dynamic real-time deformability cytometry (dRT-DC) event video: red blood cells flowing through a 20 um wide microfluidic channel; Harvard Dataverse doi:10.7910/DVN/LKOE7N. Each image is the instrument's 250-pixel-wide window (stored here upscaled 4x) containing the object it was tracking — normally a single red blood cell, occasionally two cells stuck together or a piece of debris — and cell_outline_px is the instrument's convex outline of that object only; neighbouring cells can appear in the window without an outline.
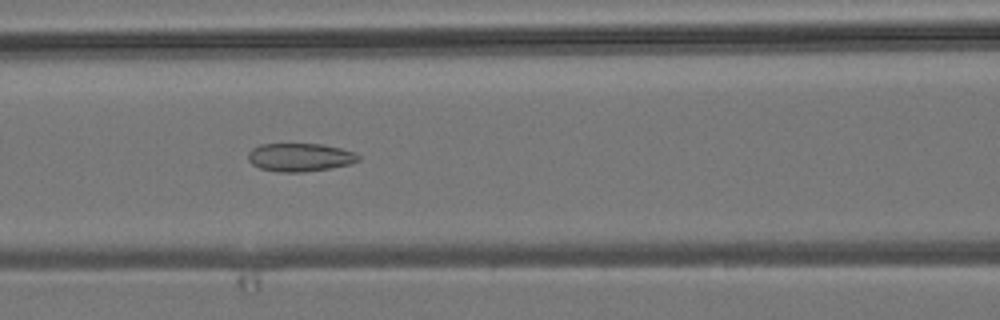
{"species": "common noctule bat (a hibernating species)", "species_latin": "Nyctalus noctula", "temperature_condition": "room temperature", "stored_images_in_passage": 9, "camera_frame_rate_fps": 3000, "um_per_image_px": 0.085, "animal": {"sex": "male", "body_mass_g": 19.2, "forearm_length_mm": 51.8}, "frame": {"image": 1, "passage_image": 7, "time_ms": 6.667, "image_size_px": [1000, 320], "cell_outline_px": [[360, 160], [348, 164], [328, 168], [304, 172], [276, 172], [260, 168], [252, 164], [248, 160], [248, 152], [252, 148], [260, 144], [320, 144], [340, 148], [356, 152], [360, 156]], "centroid_in_image_um": [25.47, 13.37], "position_along_channel_um": 141.1, "area_um2": 18.15}}
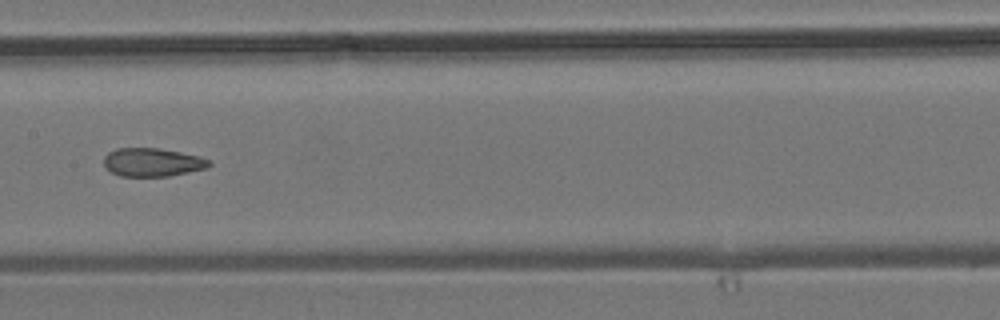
{"frame": {"image": 2, "passage_image": 8, "time_ms": 8.0, "image_size_px": [1000, 320], "cell_outline_px": [[212, 164], [208, 168], [168, 176], [120, 176], [104, 168], [104, 156], [108, 152], [116, 148], [160, 148], [200, 156], [212, 160]], "centroid_in_image_um": [12.97, 13.79], "position_along_channel_um": 194.4, "area_um2": 17.63}}
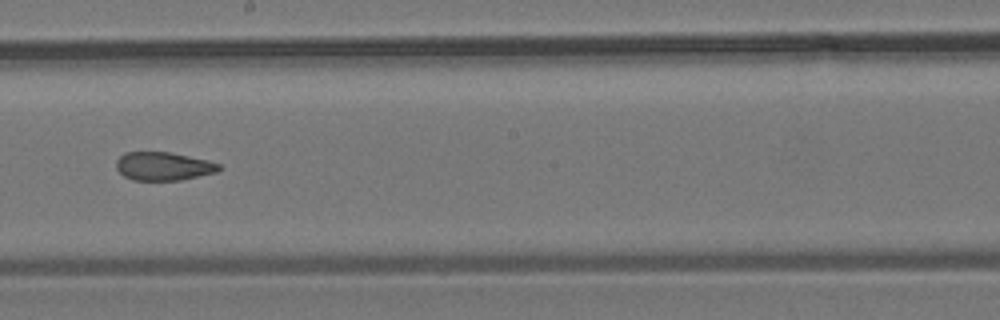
{"frame": {"image": 3, "passage_image": 9, "time_ms": 9.0, "image_size_px": [1000, 320], "cell_outline_px": [[224, 168], [216, 172], [180, 180], [132, 180], [124, 176], [116, 168], [116, 160], [124, 152], [168, 152], [208, 160], [220, 164]], "centroid_in_image_um": [13.89, 14.13], "position_along_channel_um": 234.3, "area_um2": 16.99}}